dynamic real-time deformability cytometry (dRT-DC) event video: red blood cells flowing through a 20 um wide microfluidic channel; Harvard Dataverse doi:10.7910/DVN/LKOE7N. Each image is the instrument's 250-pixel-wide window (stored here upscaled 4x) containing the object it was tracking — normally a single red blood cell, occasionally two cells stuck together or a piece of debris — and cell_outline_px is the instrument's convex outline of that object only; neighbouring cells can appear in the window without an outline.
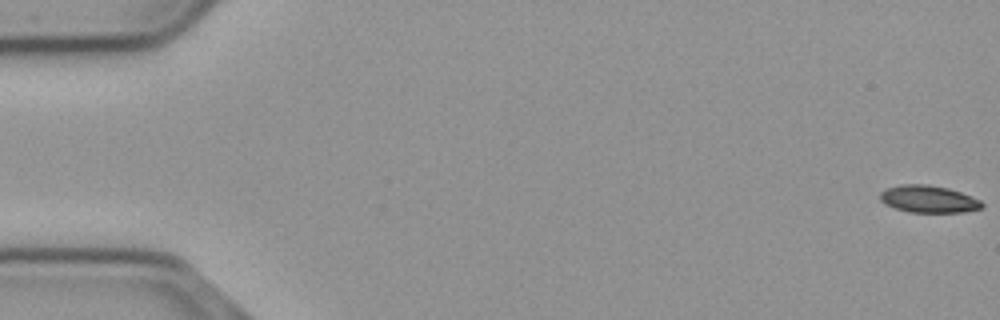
{"species": "common noctule bat (a hibernating species)", "species_latin": "Nyctalus noctula", "temperature_condition": "cold", "stored_images_in_passage": 57, "camera_frame_rate_fps": 3000, "um_per_image_px": 0.085, "animal": {"sex": "male", "body_mass_g": 23.1, "forearm_length_mm": 52.7}, "frame": {"image": 1, "passage_image": 1, "time_ms": 0.0, "image_size_px": [1000, 320], "cell_outline_px": [[984, 208], [964, 212], [908, 212], [884, 204], [880, 200], [880, 192], [888, 188], [900, 184], [928, 184], [948, 188], [972, 196], [980, 200], [984, 204]], "centroid_in_image_um": [78.94, 16.92], "position_along_channel_um": 6.1, "area_um2": 16.24}}
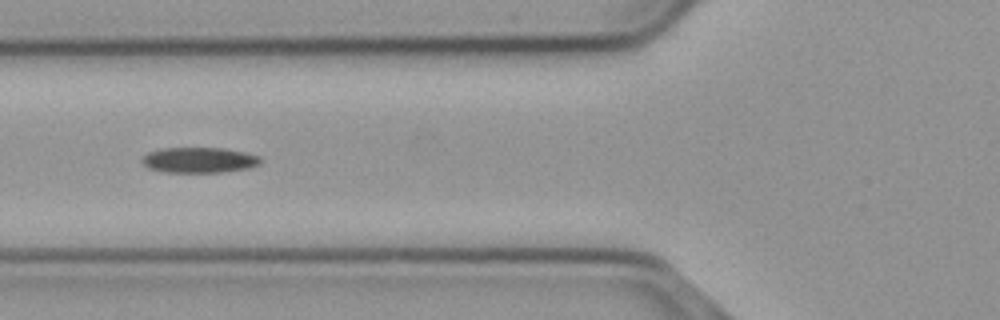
{"frame": {"image": 2, "passage_image": 22, "time_ms": 7.0, "image_size_px": [1000, 320], "cell_outline_px": [[260, 164], [248, 168], [220, 172], [168, 172], [148, 168], [140, 160], [148, 152], [160, 148], [224, 148], [248, 152], [260, 156]], "centroid_in_image_um": [16.94, 13.59], "position_along_channel_um": 108.9, "area_um2": 17.63}}
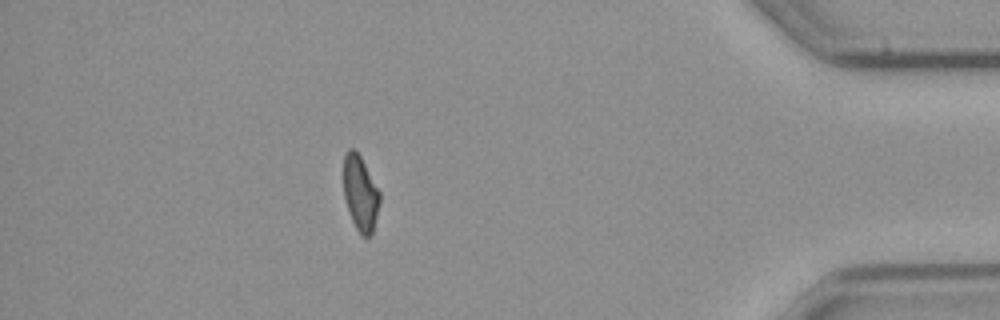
{"frame": {"image": 3, "passage_image": 50, "time_ms": 16.333, "image_size_px": [1000, 320], "cell_outline_px": [[380, 200], [372, 236], [360, 236], [352, 220], [344, 196], [344, 156], [348, 148], [352, 148], [360, 156], [380, 192]], "centroid_in_image_um": [30.64, 16.45], "position_along_channel_um": 404.6, "area_um2": 15.66}}